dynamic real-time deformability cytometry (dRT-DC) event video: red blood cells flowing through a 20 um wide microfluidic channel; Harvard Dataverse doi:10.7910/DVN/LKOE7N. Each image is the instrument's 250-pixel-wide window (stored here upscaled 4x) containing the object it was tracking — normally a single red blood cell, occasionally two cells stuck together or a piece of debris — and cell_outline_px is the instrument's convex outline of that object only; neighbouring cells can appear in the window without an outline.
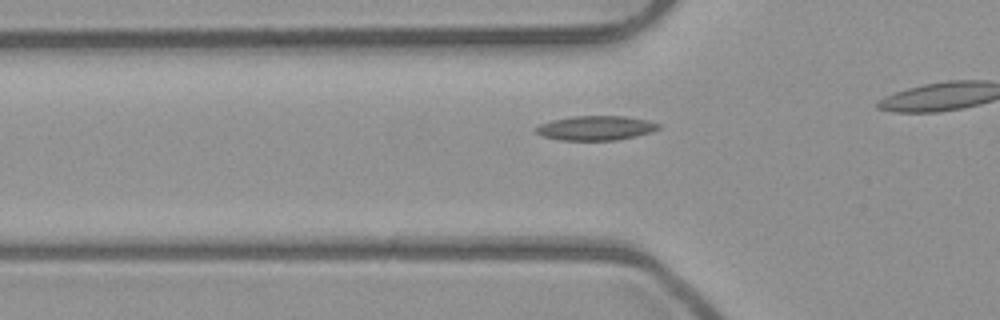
{"species": "common noctule bat (a hibernating species)", "species_latin": "Nyctalus noctula", "temperature_condition": "room temperature", "stored_images_in_passage": 19, "camera_frame_rate_fps": 3000, "um_per_image_px": 0.085, "animal": {"sex": "male", "body_mass_g": 23.1, "forearm_length_mm": 52.7}, "frame": {"image": 1, "passage_image": 11, "time_ms": 3.333, "image_size_px": [1000, 320], "cell_outline_px": [[660, 128], [652, 132], [636, 136], [616, 140], [560, 140], [544, 136], [536, 132], [536, 128], [540, 124], [552, 120], [572, 116], [624, 116], [648, 120], [660, 124]], "centroid_in_image_um": [50.68, 10.88], "position_along_channel_um": 75.1, "area_um2": 17.4}}
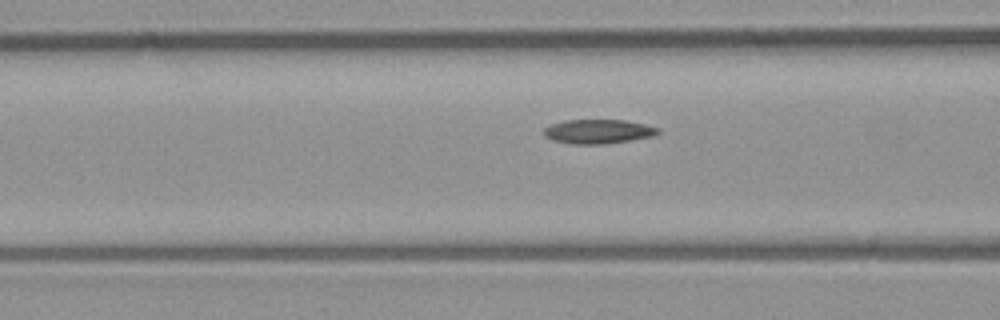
{"frame": {"image": 2, "passage_image": 14, "time_ms": 4.333, "image_size_px": [1000, 320], "cell_outline_px": [[660, 132], [652, 136], [632, 140], [604, 144], [572, 144], [552, 140], [544, 136], [544, 128], [552, 124], [564, 120], [624, 120], [644, 124], [660, 128]], "centroid_in_image_um": [50.84, 11.18], "position_along_channel_um": 115.8, "area_um2": 16.13}}